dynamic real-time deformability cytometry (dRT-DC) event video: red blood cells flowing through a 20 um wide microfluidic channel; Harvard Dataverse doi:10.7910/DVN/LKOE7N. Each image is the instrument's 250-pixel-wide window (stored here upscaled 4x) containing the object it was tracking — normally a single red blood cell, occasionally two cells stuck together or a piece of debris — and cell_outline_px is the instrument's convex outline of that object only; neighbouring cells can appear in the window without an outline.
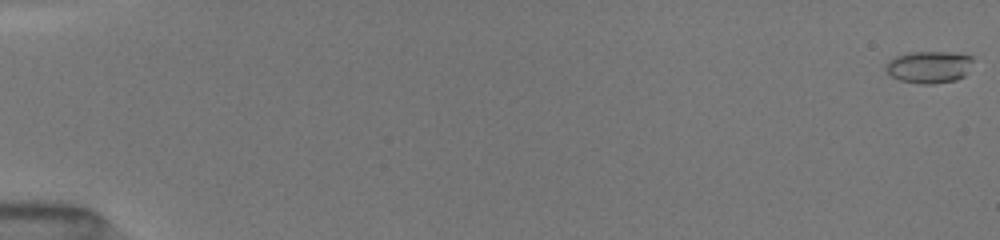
{"species": "common noctule bat (a hibernating species)", "species_latin": "Nyctalus noctula", "temperature_condition": "room temperature", "stored_images_in_passage": 32, "camera_frame_rate_fps": 3000, "um_per_image_px": 0.085, "animal": {"sex": "female", "body_mass_g": 19.5, "forearm_length_mm": 54.1}, "frame": {"image": 1, "passage_image": 1, "time_ms": 0.0, "image_size_px": [1000, 240], "cell_outline_px": [[972, 60], [964, 76], [956, 80], [932, 84], [920, 84], [900, 80], [892, 76], [884, 68], [884, 64], [888, 60], [896, 56], [912, 52], [948, 52], [972, 56]], "centroid_in_image_um": [78.92, 5.7], "position_along_channel_um": 6.1, "area_um2": 16.18}}
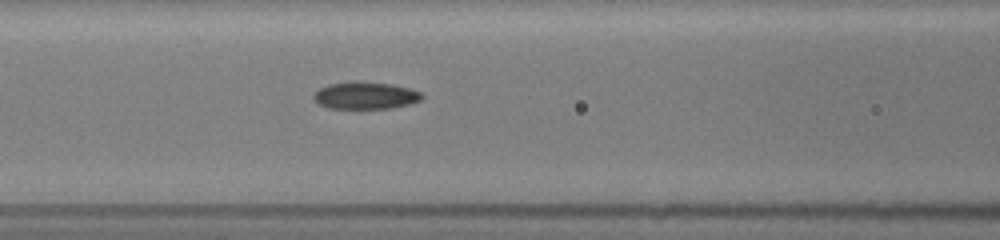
{"frame": {"image": 2, "passage_image": 15, "time_ms": 7.667, "image_size_px": [1000, 240], "cell_outline_px": [[424, 96], [420, 100], [408, 104], [392, 108], [328, 108], [320, 104], [312, 96], [320, 88], [328, 84], [352, 80], [356, 80], [392, 84], [408, 88], [420, 92]], "centroid_in_image_um": [31.05, 8.09], "position_along_channel_um": 135.6, "area_um2": 17.17}}
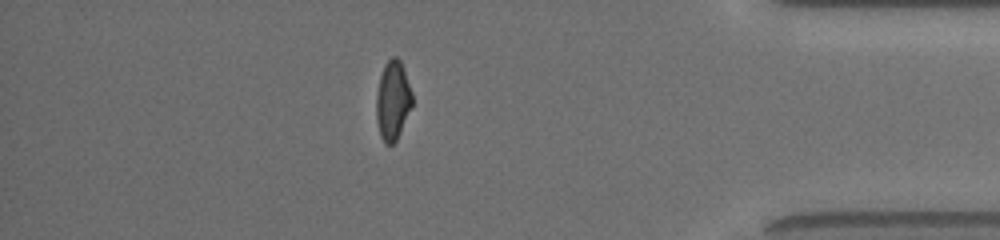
{"frame": {"image": 3, "passage_image": 27, "time_ms": 15.0, "image_size_px": [1000, 240], "cell_outline_px": [[412, 104], [396, 140], [392, 144], [384, 144], [380, 136], [376, 120], [376, 96], [380, 76], [384, 64], [392, 56], [396, 56], [400, 60], [412, 92]], "centroid_in_image_um": [33.36, 8.53], "position_along_channel_um": 401.8, "area_um2": 16.42}, "authors_computed_cell_mechanics": {"area_um2": 16.6464, "velocity_mm_per_s": 4.0584, "shape_relaxation_time_tau1_ms": 10.7114, "shape_relaxation_time_tau2_ms": 2.0153, "deformation_change_tau1": 0.2544, "deformation_change_tau2": 0.0818}}